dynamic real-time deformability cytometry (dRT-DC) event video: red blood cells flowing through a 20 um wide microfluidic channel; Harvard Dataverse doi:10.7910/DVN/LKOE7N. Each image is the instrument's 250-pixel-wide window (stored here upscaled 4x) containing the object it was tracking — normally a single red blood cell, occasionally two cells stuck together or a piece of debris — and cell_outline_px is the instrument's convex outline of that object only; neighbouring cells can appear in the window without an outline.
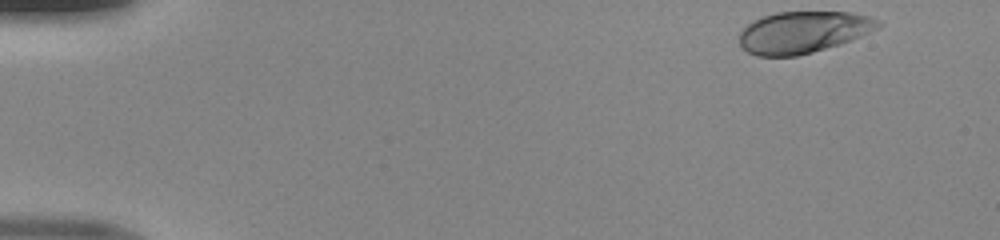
{"species": "human", "species_latin": "Homo sapiens", "temperature_condition": "room temperature", "stored_images_in_passage": 46, "camera_frame_rate_fps": 3000, "um_per_image_px": 0.085, "donor": {"sex": "male"}, "frame": {"image": 1, "passage_image": 1, "time_ms": 0.0, "image_size_px": [1000, 240], "cell_outline_px": [[880, 28], [840, 44], [812, 52], [796, 56], [756, 56], [748, 52], [740, 44], [740, 32], [748, 24], [764, 16], [776, 12], [852, 12], [868, 16], [880, 20]], "centroid_in_image_um": [68.29, 2.73], "position_along_channel_um": 16.7, "area_um2": 33.52}}
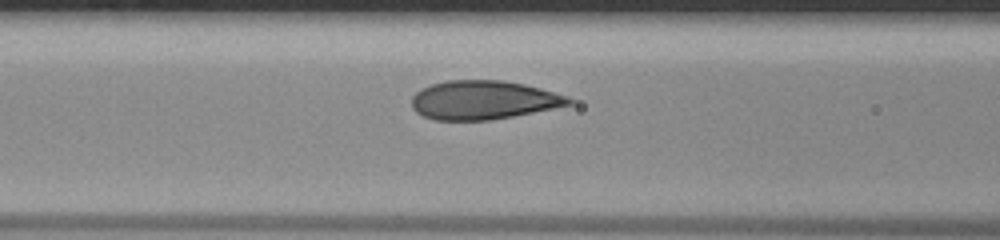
{"frame": {"image": 2, "passage_image": 18, "time_ms": 5.667, "image_size_px": [1000, 240], "cell_outline_px": [[576, 100], [572, 104], [492, 120], [436, 120], [424, 116], [416, 112], [412, 108], [412, 96], [416, 92], [432, 84], [448, 80], [504, 80], [524, 84], [540, 88], [568, 96]], "centroid_in_image_um": [41.1, 8.5], "position_along_channel_um": 125.5, "area_um2": 35.43}}
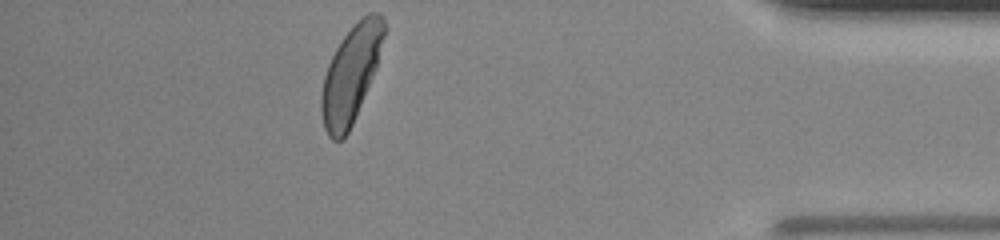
{"frame": {"image": 3, "passage_image": 41, "time_ms": 13.333, "image_size_px": [1000, 240], "cell_outline_px": [[388, 28], [376, 68], [352, 124], [348, 132], [340, 140], [332, 140], [328, 136], [324, 128], [320, 108], [320, 96], [324, 76], [328, 64], [336, 48], [344, 36], [368, 12], [376, 12], [384, 16]], "centroid_in_image_um": [29.84, 6.28], "position_along_channel_um": 405.4, "area_um2": 35.2}}